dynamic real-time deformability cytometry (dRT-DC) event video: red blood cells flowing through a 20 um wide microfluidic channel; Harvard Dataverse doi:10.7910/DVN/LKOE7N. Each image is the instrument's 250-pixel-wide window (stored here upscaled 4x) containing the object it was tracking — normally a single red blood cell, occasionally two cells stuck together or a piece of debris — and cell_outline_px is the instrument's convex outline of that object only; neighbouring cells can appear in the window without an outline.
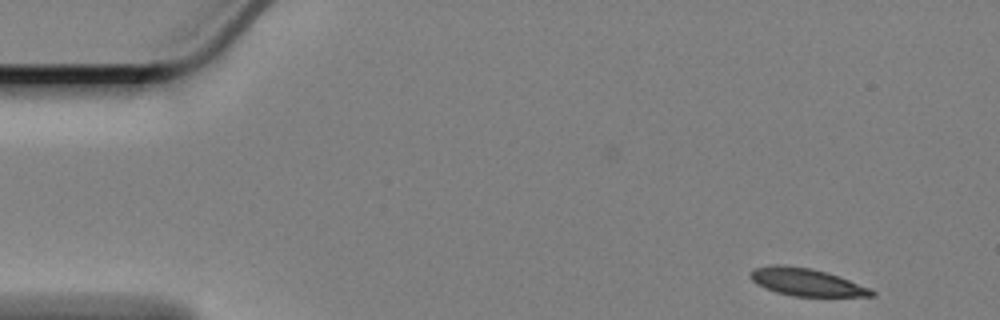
{"species": "Egyptian fruit bat (a non-hibernating species)", "species_latin": "Rousettus aegyptiacus", "temperature_condition": "cold", "stored_images_in_passage": 56, "camera_frame_rate_fps": 3000, "um_per_image_px": 0.085, "animal": {"sex": "female"}, "frame": {"image": 1, "passage_image": 1, "time_ms": 0.0, "image_size_px": [1000, 320], "cell_outline_px": [[876, 296], [792, 296], [776, 292], [764, 288], [756, 284], [748, 276], [752, 268], [768, 264], [784, 264], [812, 268], [840, 276], [872, 288], [876, 292]], "centroid_in_image_um": [68.52, 23.96], "position_along_channel_um": 16.5, "area_um2": 19.94}}
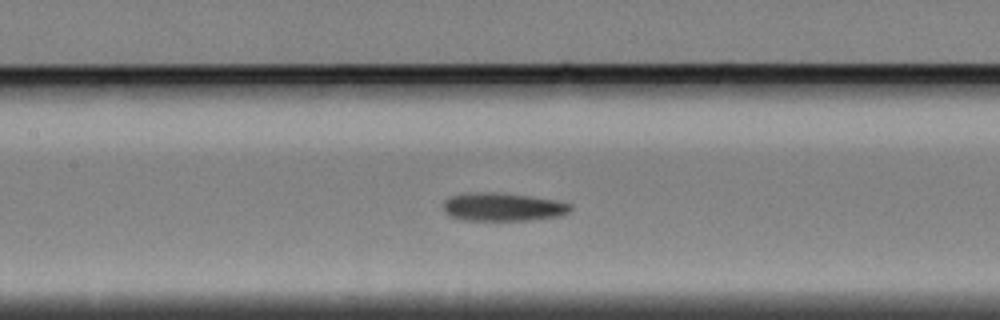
{"frame": {"image": 2, "passage_image": 23, "time_ms": 7.333, "image_size_px": [1000, 320], "cell_outline_px": [[572, 208], [568, 212], [560, 216], [532, 220], [460, 220], [448, 216], [444, 212], [444, 200], [452, 196], [476, 192], [492, 192], [528, 196], [556, 200], [572, 204]], "centroid_in_image_um": [42.74, 17.6], "position_along_channel_um": 164.7, "area_um2": 20.92}}
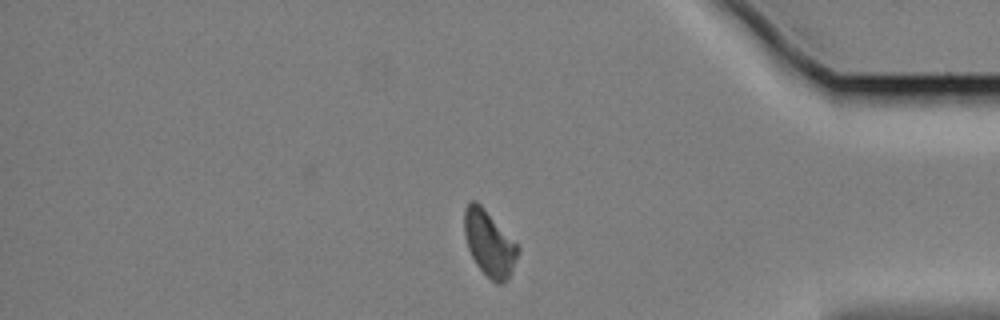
{"frame": {"image": 3, "passage_image": 46, "time_ms": 15.0, "image_size_px": [1000, 320], "cell_outline_px": [[520, 248], [512, 268], [508, 276], [500, 284], [496, 284], [476, 264], [468, 248], [464, 232], [464, 208], [472, 200], [476, 200], [480, 204]], "centroid_in_image_um": [41.55, 20.66], "position_along_channel_um": 393.6, "area_um2": 19.77}, "authors_computed_cell_mechanics": {"area_um2": 20.808, "velocity_mm_per_s": 3.3265, "shape_relaxation_time_tau1_ms": 5.5659, "shape_relaxation_time_tau2_ms": 8.1338, "deformation_change_tau1": 0.1346, "deformation_change_tau2": 0.1282}}